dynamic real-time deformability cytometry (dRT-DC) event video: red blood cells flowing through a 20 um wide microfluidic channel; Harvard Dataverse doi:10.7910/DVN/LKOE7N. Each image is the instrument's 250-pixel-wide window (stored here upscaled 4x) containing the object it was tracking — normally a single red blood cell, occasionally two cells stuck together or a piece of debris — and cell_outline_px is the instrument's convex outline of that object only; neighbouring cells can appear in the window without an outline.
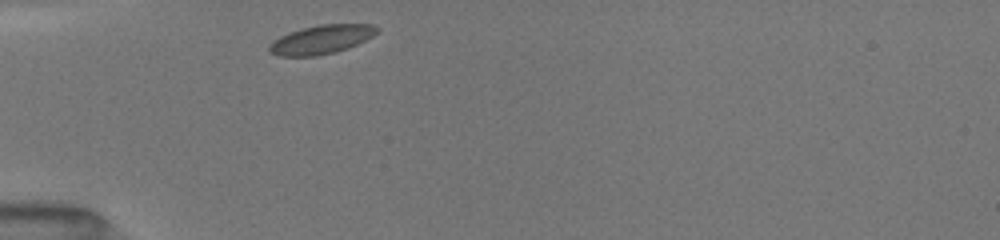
{"species": "common noctule bat (a hibernating species)", "species_latin": "Nyctalus noctula", "temperature_condition": "room temperature", "stored_images_in_passage": 30, "camera_frame_rate_fps": 3000, "um_per_image_px": 0.085, "animal": {"sex": "female", "body_mass_g": 19.5, "forearm_length_mm": 54.1}, "frame": {"image": 1, "passage_image": 1, "time_ms": 0.0, "image_size_px": [1000, 240], "cell_outline_px": [[380, 28], [372, 36], [348, 48], [336, 52], [316, 56], [280, 56], [268, 52], [268, 48], [280, 36], [304, 28], [320, 24], [372, 24]], "centroid_in_image_um": [27.34, 3.36], "position_along_channel_um": 57.7, "area_um2": 17.8}}
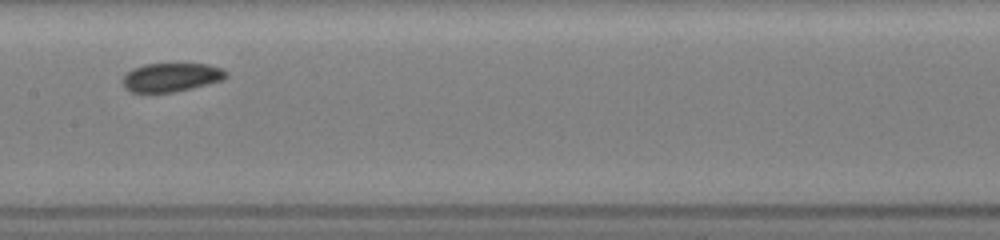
{"frame": {"image": 2, "passage_image": 12, "time_ms": 3.667, "image_size_px": [1000, 240], "cell_outline_px": [[228, 76], [220, 80], [192, 88], [172, 92], [148, 96], [132, 92], [124, 88], [120, 80], [132, 68], [144, 64], [208, 64], [220, 68], [228, 72]], "centroid_in_image_um": [14.45, 6.61], "position_along_channel_um": 192.9, "area_um2": 17.8}}
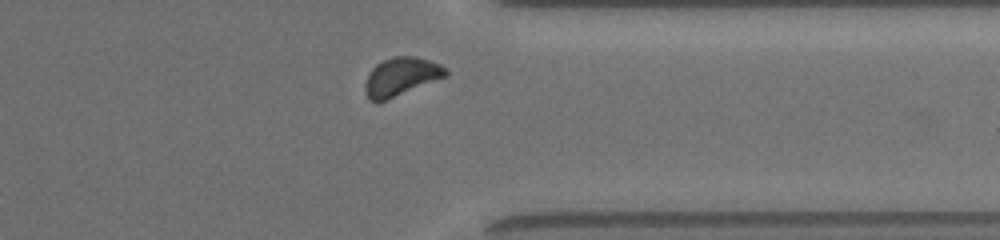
{"frame": {"image": 3, "passage_image": 26, "time_ms": 8.333, "image_size_px": [1000, 240], "cell_outline_px": [[448, 76], [376, 104], [368, 100], [364, 92], [364, 84], [372, 68], [376, 64], [384, 60], [396, 56], [416, 56], [440, 64], [448, 72]], "centroid_in_image_um": [34.06, 6.54], "position_along_channel_um": 377.3, "area_um2": 18.15}, "authors_computed_cell_mechanics": {"area_um2": 17.6579, "velocity_mm_per_s": 3.9896, "shape_relaxation_time_tau1_ms": 0.9721, "shape_relaxation_time_tau2_ms": 5.2872, "deformation_change_tau1": 0.059, "deformation_change_tau2": 0.0796}}